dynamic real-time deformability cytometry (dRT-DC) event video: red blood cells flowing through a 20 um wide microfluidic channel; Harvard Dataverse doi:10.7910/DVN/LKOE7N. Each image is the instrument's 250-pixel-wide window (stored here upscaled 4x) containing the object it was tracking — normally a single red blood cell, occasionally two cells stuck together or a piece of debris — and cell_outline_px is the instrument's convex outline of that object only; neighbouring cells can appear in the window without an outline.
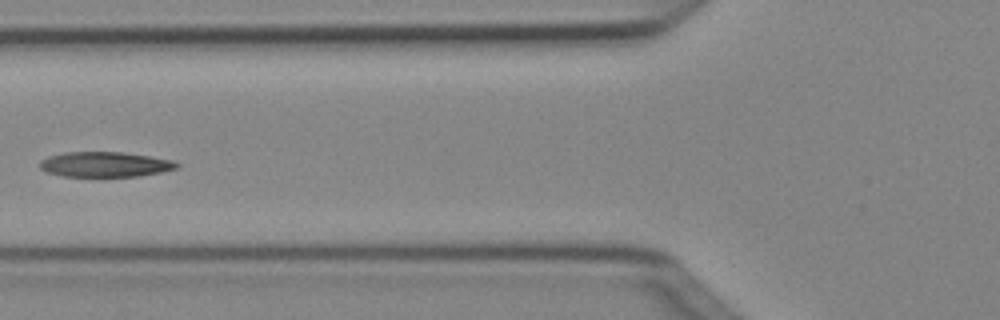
{"species": "Egyptian fruit bat (a non-hibernating species)", "species_latin": "Rousettus aegyptiacus", "temperature_condition": "cold", "stored_images_in_passage": 5, "camera_frame_rate_fps": 3000, "um_per_image_px": 0.085, "animal": {"sex": "female"}, "frame": {"image": 1, "passage_image": 5, "time_ms": 1.333, "image_size_px": [1000, 320], "cell_outline_px": [[180, 164], [176, 168], [160, 172], [140, 176], [64, 176], [44, 172], [40, 168], [40, 160], [48, 156], [64, 152], [120, 152], [148, 156], [172, 160]], "centroid_in_image_um": [8.88, 13.97], "position_along_channel_um": 116.9, "area_um2": 19.94}}